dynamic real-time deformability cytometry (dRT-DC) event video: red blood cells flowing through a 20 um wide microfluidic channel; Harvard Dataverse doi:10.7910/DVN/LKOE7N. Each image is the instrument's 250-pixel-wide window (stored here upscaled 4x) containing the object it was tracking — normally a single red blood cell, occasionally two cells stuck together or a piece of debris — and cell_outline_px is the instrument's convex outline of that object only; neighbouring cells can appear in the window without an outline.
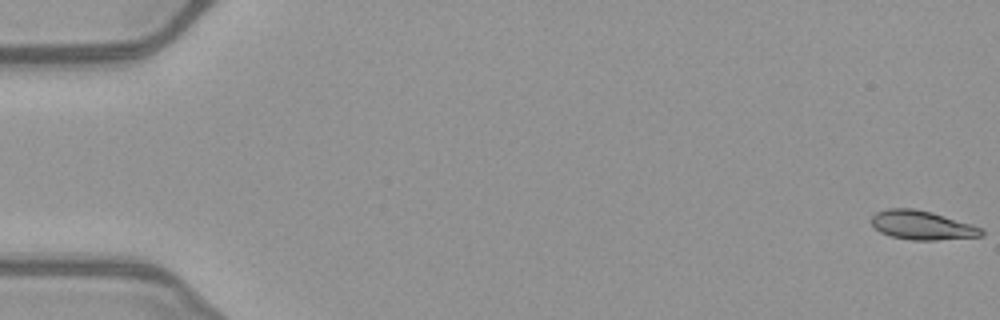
{"species": "common noctule bat (a hibernating species)", "species_latin": "Nyctalus noctula", "temperature_condition": "warm", "stored_images_in_passage": 52, "camera_frame_rate_fps": 3000, "um_per_image_px": 0.085, "animal": {"sex": "female", "body_mass_g": 21.9}, "frame": {"image": 1, "passage_image": 1, "time_ms": 0.0, "image_size_px": [1000, 320], "cell_outline_px": [[984, 236], [936, 240], [912, 240], [892, 236], [880, 232], [872, 224], [872, 216], [876, 212], [888, 208], [912, 208], [932, 212], [972, 224], [980, 228], [984, 232]], "centroid_in_image_um": [78.39, 19.14], "position_along_channel_um": 6.6, "area_um2": 18.5}}
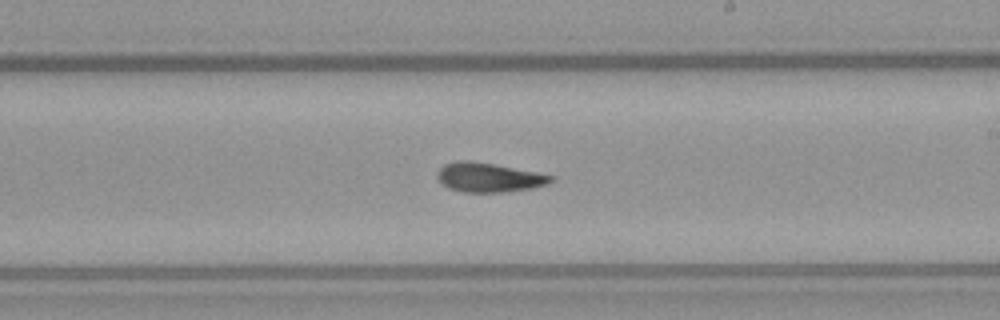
{"frame": {"image": 2, "passage_image": 31, "time_ms": 10.0, "image_size_px": [1000, 320], "cell_outline_px": [[556, 180], [548, 184], [532, 188], [504, 192], [464, 192], [448, 188], [440, 184], [436, 176], [436, 172], [444, 164], [456, 160], [472, 160], [536, 172], [556, 176]], "centroid_in_image_um": [41.53, 15.08], "position_along_channel_um": 247.5, "area_um2": 19.71}}
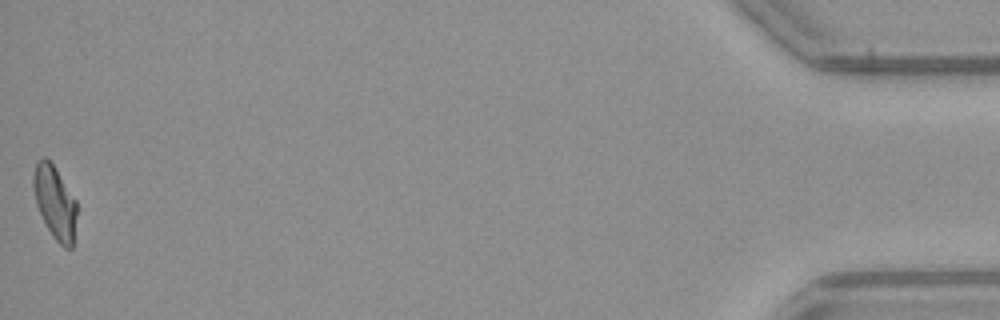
{"frame": {"image": 3, "passage_image": 52, "time_ms": 17.0, "image_size_px": [1000, 320], "cell_outline_px": [[76, 212], [72, 248], [64, 248], [52, 236], [36, 204], [32, 184], [32, 176], [36, 160], [40, 156], [44, 156], [52, 164], [76, 200]], "centroid_in_image_um": [4.63, 17.16], "position_along_channel_um": 430.6, "area_um2": 18.26}, "authors_computed_cell_mechanics": {"area_um2": 18.9873, "velocity_mm_per_s": 4.0366, "shape_relaxation_time_tau1_ms": 4.3679, "shape_relaxation_time_tau2_ms": 3.4964, "deformation_change_tau1": 0.1495, "deformation_change_tau2": 0.1076}}